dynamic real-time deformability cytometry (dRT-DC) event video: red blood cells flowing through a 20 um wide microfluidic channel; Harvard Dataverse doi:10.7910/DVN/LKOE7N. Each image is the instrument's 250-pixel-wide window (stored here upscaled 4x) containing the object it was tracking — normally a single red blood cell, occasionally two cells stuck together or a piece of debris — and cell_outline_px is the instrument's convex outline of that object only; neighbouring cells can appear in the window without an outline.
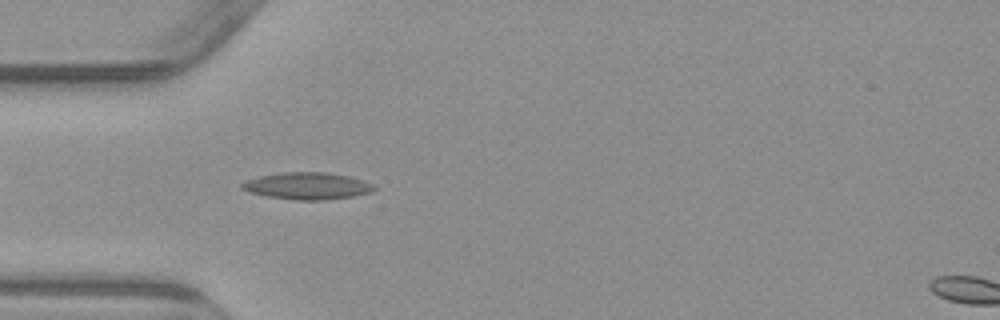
{"species": "common noctule bat (a hibernating species)", "species_latin": "Nyctalus noctula", "temperature_condition": "warm", "stored_images_in_passage": 5, "segment_of_instrument_passage": [1, 2], "camera_frame_rate_fps": 3000, "um_per_image_px": 0.085, "animal": {"sex": "male", "body_mass_g": 23.1, "forearm_length_mm": 52.7}, "frame": {"image": 1, "passage_image": 4, "time_ms": 4.0, "image_size_px": [1000, 320], "cell_outline_px": [[376, 188], [368, 192], [352, 196], [328, 200], [296, 200], [268, 196], [248, 192], [240, 188], [240, 184], [248, 180], [260, 176], [280, 172], [324, 172], [348, 176], [364, 180], [372, 184]], "centroid_in_image_um": [26.09, 15.8], "position_along_channel_um": 58.9, "area_um2": 20.63}}